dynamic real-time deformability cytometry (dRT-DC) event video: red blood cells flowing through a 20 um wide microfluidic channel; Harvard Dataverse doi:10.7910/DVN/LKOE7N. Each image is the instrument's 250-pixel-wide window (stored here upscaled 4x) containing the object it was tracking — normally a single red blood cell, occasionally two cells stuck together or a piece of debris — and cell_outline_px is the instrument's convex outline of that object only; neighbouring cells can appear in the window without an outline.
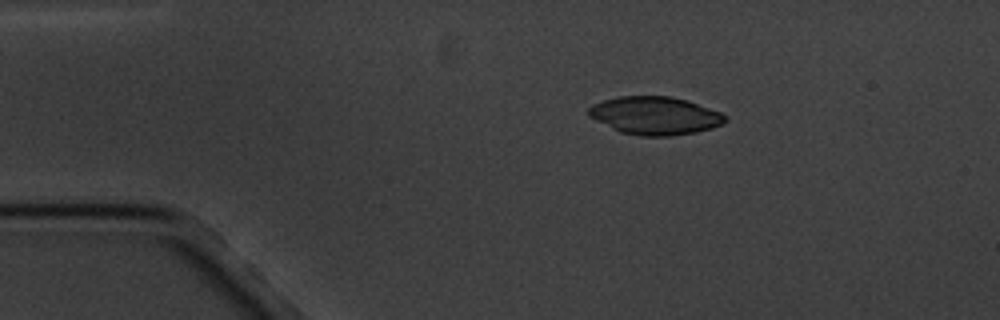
{"species": "common noctule bat (a hibernating species)", "species_latin": "Nyctalus noctula", "temperature_condition": "cold", "stored_images_in_passage": 4, "camera_frame_rate_fps": 3000, "um_per_image_px": 0.085, "animal": {"sex": "male", "body_mass_g": 20.1, "forearm_length_mm": 53.5}, "frame": {"image": 1, "passage_image": 1, "time_ms": 0.0, "image_size_px": [1000, 320], "cell_outline_px": [[728, 120], [712, 128], [696, 132], [668, 136], [640, 136], [620, 132], [588, 116], [588, 108], [592, 104], [604, 100], [620, 96], [672, 96], [688, 100], [720, 112], [728, 116]], "centroid_in_image_um": [55.68, 9.82], "position_along_channel_um": 29.3, "area_um2": 30.29}}